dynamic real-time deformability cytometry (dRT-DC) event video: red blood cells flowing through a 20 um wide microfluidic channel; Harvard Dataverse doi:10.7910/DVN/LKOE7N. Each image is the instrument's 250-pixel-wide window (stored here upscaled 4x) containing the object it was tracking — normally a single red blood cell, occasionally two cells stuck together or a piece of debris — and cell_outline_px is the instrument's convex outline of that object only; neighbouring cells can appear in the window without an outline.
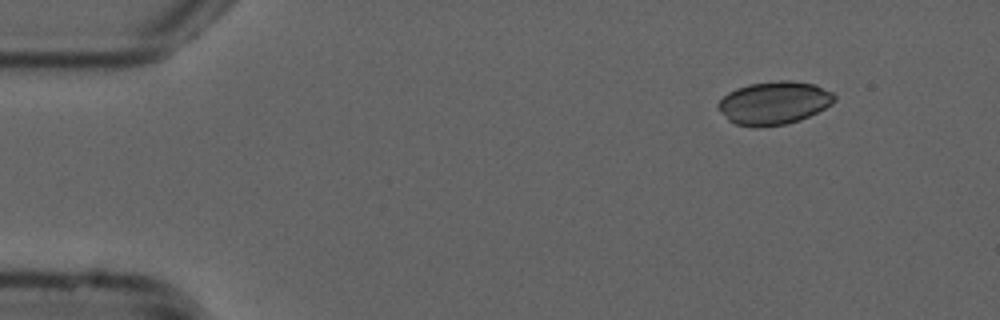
{"species": "common noctule bat (a hibernating species)", "species_latin": "Nyctalus noctula", "temperature_condition": "cold", "stored_images_in_passage": 49, "camera_frame_rate_fps": 3000, "um_per_image_px": 0.085, "animal": {"sex": "male", "forearm_length_mm": 52.5}, "frame": {"image": 1, "passage_image": 1, "time_ms": 0.0, "image_size_px": [1000, 320], "cell_outline_px": [[836, 100], [832, 104], [800, 120], [784, 124], [756, 128], [752, 128], [736, 124], [728, 120], [716, 108], [716, 104], [728, 92], [736, 88], [748, 84], [776, 80], [792, 80], [816, 84], [832, 92], [836, 96]], "centroid_in_image_um": [65.77, 8.74], "position_along_channel_um": 19.2, "area_um2": 29.54}}
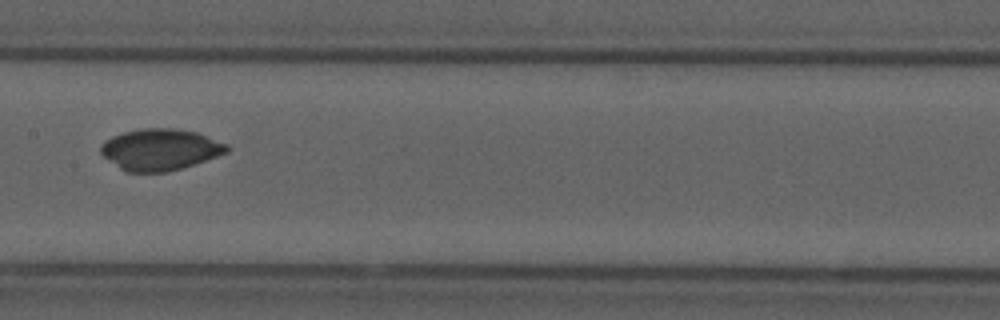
{"frame": {"image": 2, "passage_image": 22, "time_ms": 7.0, "image_size_px": [1000, 320], "cell_outline_px": [[228, 152], [180, 168], [164, 172], [128, 172], [120, 168], [104, 156], [100, 152], [100, 144], [104, 140], [112, 136], [124, 132], [140, 128], [172, 128], [196, 132], [228, 144]], "centroid_in_image_um": [13.58, 12.69], "position_along_channel_um": 193.8, "area_um2": 30.11}}
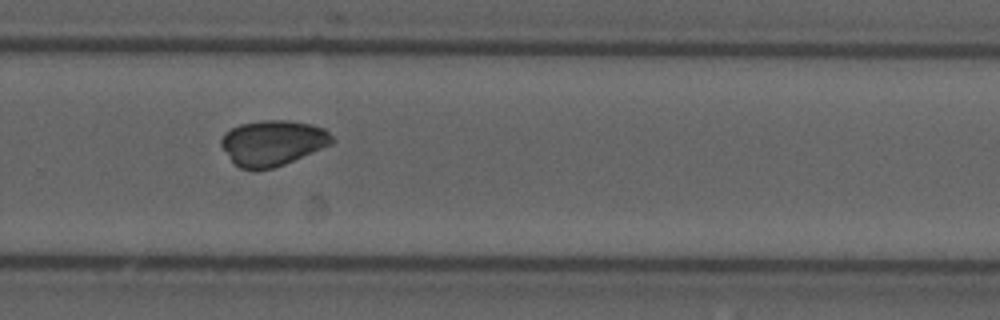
{"frame": {"image": 3, "passage_image": 31, "time_ms": 10.0, "image_size_px": [1000, 320], "cell_outline_px": [[336, 140], [332, 144], [284, 164], [272, 168], [240, 168], [232, 160], [220, 144], [220, 140], [224, 132], [240, 124], [260, 120], [288, 120], [312, 124], [324, 128]], "centroid_in_image_um": [23.2, 12.11], "position_along_channel_um": 306.6, "area_um2": 29.07}, "authors_computed_cell_mechanics": {"area_um2": 29.8248, "velocity_mm_per_s": 3.785, "shape_relaxation_time_tau1_ms": 9.0405, "shape_relaxation_time_tau2_ms": 8.2502, "deformation_change_tau1": 0.2342, "deformation_change_tau2": 0.0945}}